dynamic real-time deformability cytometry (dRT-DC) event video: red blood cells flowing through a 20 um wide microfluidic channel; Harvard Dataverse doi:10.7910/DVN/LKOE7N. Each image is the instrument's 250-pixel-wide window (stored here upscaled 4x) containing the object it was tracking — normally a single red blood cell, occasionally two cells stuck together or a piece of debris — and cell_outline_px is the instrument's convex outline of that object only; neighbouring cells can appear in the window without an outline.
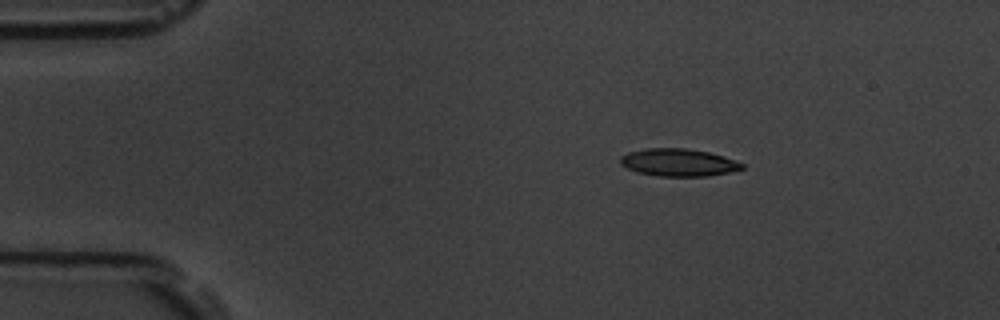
{"species": "common noctule bat (a hibernating species)", "species_latin": "Nyctalus noctula", "temperature_condition": "room temperature", "stored_images_in_passage": 3, "camera_frame_rate_fps": 3000, "um_per_image_px": 0.085, "animal": {"sex": "male", "body_mass_g": 19.5, "forearm_length_mm": 54.6}, "frame": {"image": 1, "passage_image": 1, "time_ms": 0.0, "image_size_px": [1000, 320], "cell_outline_px": [[744, 168], [728, 172], [708, 176], [656, 176], [636, 172], [620, 164], [620, 156], [628, 152], [644, 148], [688, 148], [708, 152], [724, 156], [736, 160], [744, 164]], "centroid_in_image_um": [57.65, 13.8], "position_along_channel_um": 27.4, "area_um2": 19.65}}